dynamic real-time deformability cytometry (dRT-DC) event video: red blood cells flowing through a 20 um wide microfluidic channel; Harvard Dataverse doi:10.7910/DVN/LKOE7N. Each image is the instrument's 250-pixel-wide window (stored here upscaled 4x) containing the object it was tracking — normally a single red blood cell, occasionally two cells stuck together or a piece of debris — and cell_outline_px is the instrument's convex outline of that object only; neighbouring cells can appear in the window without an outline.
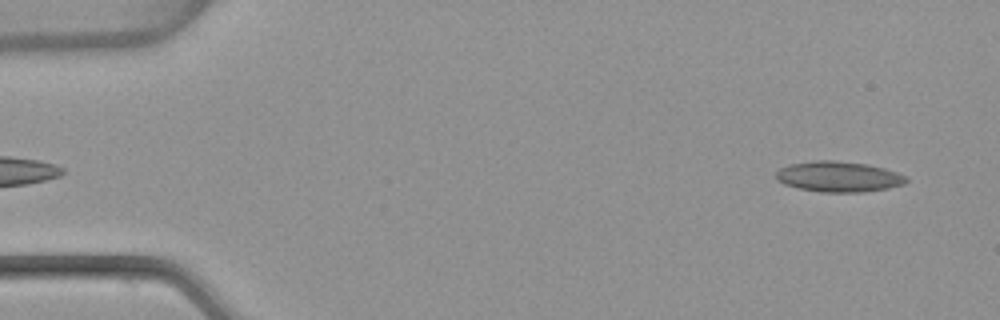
{"species": "common noctule bat (a hibernating species)", "species_latin": "Nyctalus noctula", "temperature_condition": "warm", "stored_images_in_passage": 53, "camera_frame_rate_fps": 3000, "um_per_image_px": 0.085, "animal": {"sex": "female", "body_mass_g": 22.7, "forearm_length_mm": 54.2}, "frame": {"image": 1, "passage_image": 3, "time_ms": 0.667, "image_size_px": [1000, 320], "cell_outline_px": [[908, 180], [904, 184], [888, 188], [864, 192], [820, 192], [800, 188], [784, 184], [776, 180], [776, 172], [780, 168], [788, 164], [816, 160], [832, 160], [868, 164], [884, 168], [908, 176]], "centroid_in_image_um": [71.29, 15.01], "position_along_channel_um": 13.7, "area_um2": 23.29}}
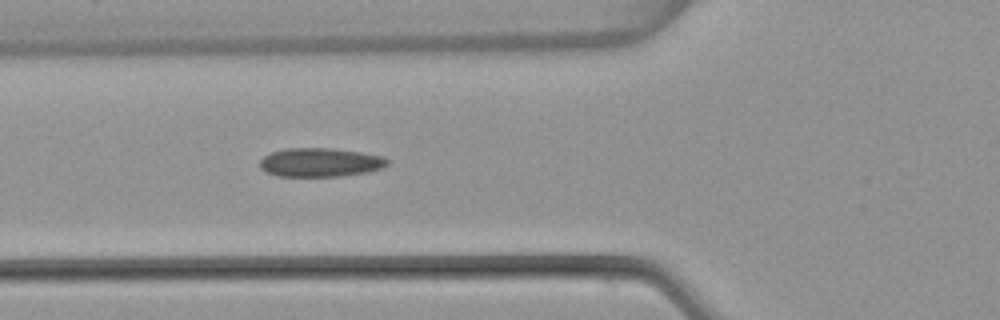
{"frame": {"image": 2, "passage_image": 19, "time_ms": 6.0, "image_size_px": [1000, 320], "cell_outline_px": [[388, 164], [380, 168], [368, 172], [340, 176], [276, 176], [264, 172], [260, 168], [260, 160], [264, 156], [272, 152], [284, 148], [332, 148], [360, 152], [384, 156], [388, 160]], "centroid_in_image_um": [27.19, 13.8], "position_along_channel_um": 98.6, "area_um2": 21.5}}
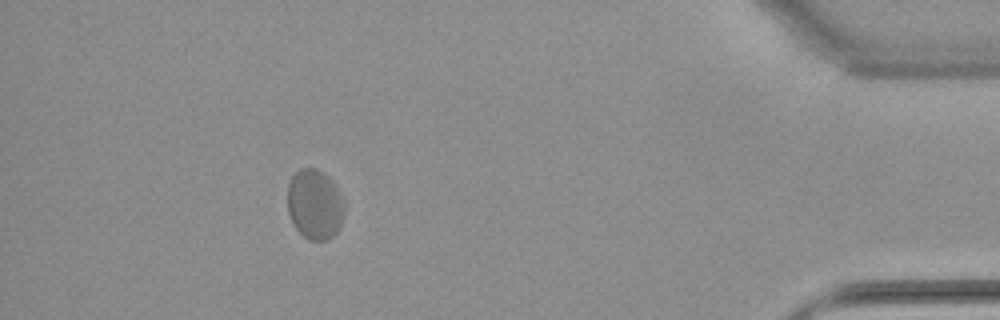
{"frame": {"image": 3, "passage_image": 48, "time_ms": 15.667, "image_size_px": [1000, 320], "cell_outline_px": [[344, 216], [336, 232], [332, 236], [324, 240], [308, 240], [296, 228], [288, 212], [288, 184], [292, 176], [300, 168], [316, 168], [324, 172], [332, 180], [344, 204]], "centroid_in_image_um": [26.74, 17.35], "position_along_channel_um": 408.5, "area_um2": 23.0}, "authors_computed_cell_mechanics": {"area_um2": 22.0796, "velocity_mm_per_s": 3.7784, "shape_relaxation_time_tau1_ms": null, "shape_relaxation_time_tau2_ms": 4.2214, "deformation_change_tau1": null, "deformation_change_tau2": 0.1014}}